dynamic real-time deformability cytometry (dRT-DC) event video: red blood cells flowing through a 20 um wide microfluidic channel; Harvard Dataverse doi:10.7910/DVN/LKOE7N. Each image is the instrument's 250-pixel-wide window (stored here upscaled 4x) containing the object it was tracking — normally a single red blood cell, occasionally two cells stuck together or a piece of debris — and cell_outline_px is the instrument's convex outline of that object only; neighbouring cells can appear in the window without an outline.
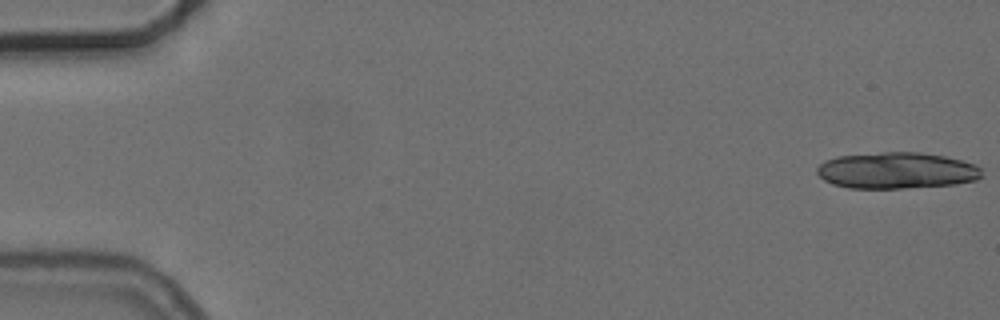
{"species": "common noctule bat (a hibernating species)", "species_latin": "Nyctalus noctula", "temperature_condition": "cold", "stored_images_in_passage": 16, "camera_frame_rate_fps": 3000, "um_per_image_px": 0.085, "animal": {"sex": "female", "body_mass_g": 24.6, "forearm_length_mm": 56.2}, "frame": {"image": 1, "passage_image": 1, "time_ms": 0.0, "image_size_px": [1000, 320], "cell_outline_px": [[984, 176], [976, 180], [956, 184], [904, 188], [848, 188], [832, 184], [824, 180], [816, 172], [816, 168], [824, 160], [836, 156], [880, 152], [920, 152], [944, 156], [976, 164], [980, 168]], "centroid_in_image_um": [76.21, 14.49], "position_along_channel_um": 8.8, "area_um2": 35.2}}